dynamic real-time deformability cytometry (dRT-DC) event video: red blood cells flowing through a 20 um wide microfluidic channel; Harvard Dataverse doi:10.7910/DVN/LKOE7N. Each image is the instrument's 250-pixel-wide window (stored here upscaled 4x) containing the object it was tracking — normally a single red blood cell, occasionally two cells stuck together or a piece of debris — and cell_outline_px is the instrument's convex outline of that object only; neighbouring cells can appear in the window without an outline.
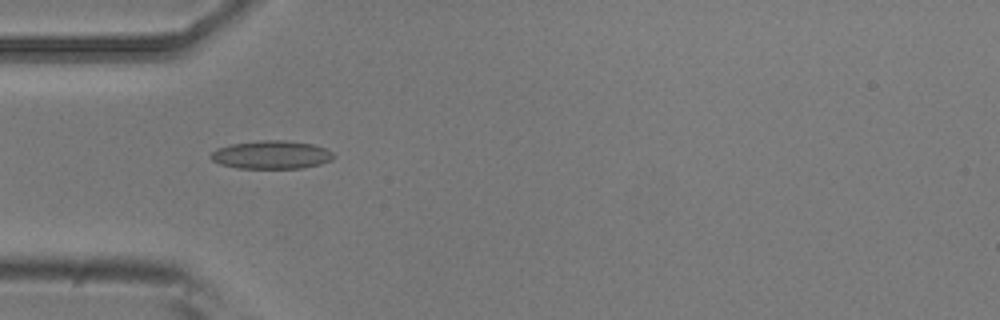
{"species": "common noctule bat (a hibernating species)", "species_latin": "Nyctalus noctula", "temperature_condition": "room temperature", "stored_images_in_passage": 6, "camera_frame_rate_fps": 3000, "um_per_image_px": 0.085, "animal": {"sex": "male", "body_mass_g": 20.5, "forearm_length_mm": 52.5}, "frame": {"image": 1, "passage_image": 5, "time_ms": 1.333, "image_size_px": [1000, 320], "cell_outline_px": [[336, 156], [332, 160], [320, 164], [304, 168], [236, 168], [220, 164], [212, 160], [208, 156], [216, 148], [232, 144], [260, 140], [284, 140], [312, 144], [324, 148], [332, 152]], "centroid_in_image_um": [23.06, 13.16], "position_along_channel_um": 61.9, "area_um2": 20.29}}
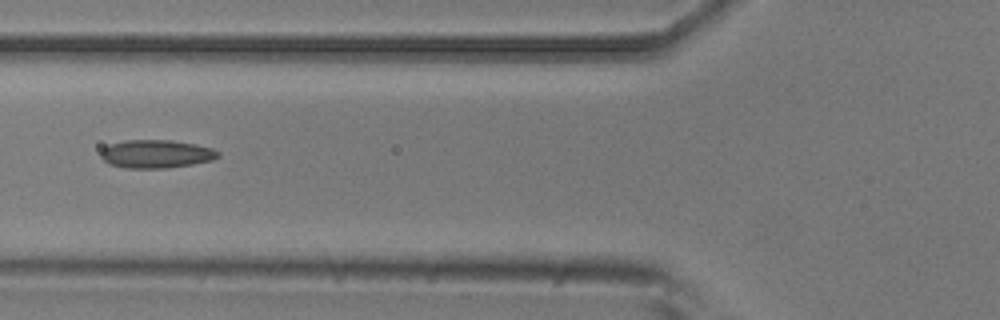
{"frame": {"image": 2, "passage_image": 6, "time_ms": 1.667, "image_size_px": [1000, 320], "cell_outline_px": [[220, 156], [212, 160], [192, 164], [168, 168], [128, 168], [108, 164], [100, 156], [100, 152], [104, 148], [112, 144], [124, 140], [172, 140], [196, 144], [212, 148], [220, 152]], "centroid_in_image_um": [13.29, 13.08], "position_along_channel_um": 112.5, "area_um2": 19.31}}